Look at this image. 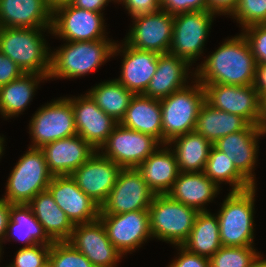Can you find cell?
I'll use <instances>...</instances> for the list:
<instances>
[{"label": "cell", "instance_id": "obj_1", "mask_svg": "<svg viewBox=\"0 0 266 267\" xmlns=\"http://www.w3.org/2000/svg\"><path fill=\"white\" fill-rule=\"evenodd\" d=\"M257 62L249 42L241 33L227 39L191 74L201 84H254Z\"/></svg>", "mask_w": 266, "mask_h": 267}, {"label": "cell", "instance_id": "obj_2", "mask_svg": "<svg viewBox=\"0 0 266 267\" xmlns=\"http://www.w3.org/2000/svg\"><path fill=\"white\" fill-rule=\"evenodd\" d=\"M47 29L52 33L51 27H3L0 52L15 62L24 73H36L48 78L51 69V51L41 33Z\"/></svg>", "mask_w": 266, "mask_h": 267}, {"label": "cell", "instance_id": "obj_3", "mask_svg": "<svg viewBox=\"0 0 266 267\" xmlns=\"http://www.w3.org/2000/svg\"><path fill=\"white\" fill-rule=\"evenodd\" d=\"M51 52L48 79L79 78L99 68L113 56L115 42L104 38L95 41H66Z\"/></svg>", "mask_w": 266, "mask_h": 267}, {"label": "cell", "instance_id": "obj_4", "mask_svg": "<svg viewBox=\"0 0 266 267\" xmlns=\"http://www.w3.org/2000/svg\"><path fill=\"white\" fill-rule=\"evenodd\" d=\"M256 186L229 192L216 214L222 246H254V202Z\"/></svg>", "mask_w": 266, "mask_h": 267}, {"label": "cell", "instance_id": "obj_5", "mask_svg": "<svg viewBox=\"0 0 266 267\" xmlns=\"http://www.w3.org/2000/svg\"><path fill=\"white\" fill-rule=\"evenodd\" d=\"M193 80L196 82L194 85H187L160 100L162 145L194 131L200 108L205 102V90L197 79Z\"/></svg>", "mask_w": 266, "mask_h": 267}, {"label": "cell", "instance_id": "obj_6", "mask_svg": "<svg viewBox=\"0 0 266 267\" xmlns=\"http://www.w3.org/2000/svg\"><path fill=\"white\" fill-rule=\"evenodd\" d=\"M152 238L182 245L189 237L198 211L172 199L168 194L154 196L149 207Z\"/></svg>", "mask_w": 266, "mask_h": 267}, {"label": "cell", "instance_id": "obj_7", "mask_svg": "<svg viewBox=\"0 0 266 267\" xmlns=\"http://www.w3.org/2000/svg\"><path fill=\"white\" fill-rule=\"evenodd\" d=\"M11 171L2 199L10 204H28L37 194L47 190L53 177L40 148L29 147Z\"/></svg>", "mask_w": 266, "mask_h": 267}, {"label": "cell", "instance_id": "obj_8", "mask_svg": "<svg viewBox=\"0 0 266 267\" xmlns=\"http://www.w3.org/2000/svg\"><path fill=\"white\" fill-rule=\"evenodd\" d=\"M32 148L77 135L74 112L68 97L54 100L38 109L29 122Z\"/></svg>", "mask_w": 266, "mask_h": 267}, {"label": "cell", "instance_id": "obj_9", "mask_svg": "<svg viewBox=\"0 0 266 267\" xmlns=\"http://www.w3.org/2000/svg\"><path fill=\"white\" fill-rule=\"evenodd\" d=\"M215 15L208 10L174 15L169 53L187 60L190 64L196 61L203 53Z\"/></svg>", "mask_w": 266, "mask_h": 267}, {"label": "cell", "instance_id": "obj_10", "mask_svg": "<svg viewBox=\"0 0 266 267\" xmlns=\"http://www.w3.org/2000/svg\"><path fill=\"white\" fill-rule=\"evenodd\" d=\"M158 145L162 144L153 136L125 128L118 123L98 151L101 150L103 156L121 168H137L160 148Z\"/></svg>", "mask_w": 266, "mask_h": 267}, {"label": "cell", "instance_id": "obj_11", "mask_svg": "<svg viewBox=\"0 0 266 267\" xmlns=\"http://www.w3.org/2000/svg\"><path fill=\"white\" fill-rule=\"evenodd\" d=\"M154 196L137 168H122L99 215L148 210Z\"/></svg>", "mask_w": 266, "mask_h": 267}, {"label": "cell", "instance_id": "obj_12", "mask_svg": "<svg viewBox=\"0 0 266 267\" xmlns=\"http://www.w3.org/2000/svg\"><path fill=\"white\" fill-rule=\"evenodd\" d=\"M103 12L62 6L52 12L51 31L64 41H95L106 38Z\"/></svg>", "mask_w": 266, "mask_h": 267}, {"label": "cell", "instance_id": "obj_13", "mask_svg": "<svg viewBox=\"0 0 266 267\" xmlns=\"http://www.w3.org/2000/svg\"><path fill=\"white\" fill-rule=\"evenodd\" d=\"M133 27L125 42L136 49L160 54L169 53L174 16L166 11L141 14L133 17Z\"/></svg>", "mask_w": 266, "mask_h": 267}, {"label": "cell", "instance_id": "obj_14", "mask_svg": "<svg viewBox=\"0 0 266 267\" xmlns=\"http://www.w3.org/2000/svg\"><path fill=\"white\" fill-rule=\"evenodd\" d=\"M99 219L103 223L111 243L122 255L135 251L149 238H152L149 210L99 215Z\"/></svg>", "mask_w": 266, "mask_h": 267}, {"label": "cell", "instance_id": "obj_15", "mask_svg": "<svg viewBox=\"0 0 266 267\" xmlns=\"http://www.w3.org/2000/svg\"><path fill=\"white\" fill-rule=\"evenodd\" d=\"M205 101L212 107L237 114L251 125H258L260 97L254 84L235 86L228 84H202Z\"/></svg>", "mask_w": 266, "mask_h": 267}, {"label": "cell", "instance_id": "obj_16", "mask_svg": "<svg viewBox=\"0 0 266 267\" xmlns=\"http://www.w3.org/2000/svg\"><path fill=\"white\" fill-rule=\"evenodd\" d=\"M67 241L95 267H116L123 256L111 243L99 218L89 223L74 225Z\"/></svg>", "mask_w": 266, "mask_h": 267}, {"label": "cell", "instance_id": "obj_17", "mask_svg": "<svg viewBox=\"0 0 266 267\" xmlns=\"http://www.w3.org/2000/svg\"><path fill=\"white\" fill-rule=\"evenodd\" d=\"M121 169L100 151H96L70 176L76 181L78 187L101 207L114 187Z\"/></svg>", "mask_w": 266, "mask_h": 267}, {"label": "cell", "instance_id": "obj_18", "mask_svg": "<svg viewBox=\"0 0 266 267\" xmlns=\"http://www.w3.org/2000/svg\"><path fill=\"white\" fill-rule=\"evenodd\" d=\"M47 190L73 225L99 218L100 206L78 187L70 175L53 176Z\"/></svg>", "mask_w": 266, "mask_h": 267}, {"label": "cell", "instance_id": "obj_19", "mask_svg": "<svg viewBox=\"0 0 266 267\" xmlns=\"http://www.w3.org/2000/svg\"><path fill=\"white\" fill-rule=\"evenodd\" d=\"M68 99L72 104L77 135L98 151L118 122L98 107L87 93Z\"/></svg>", "mask_w": 266, "mask_h": 267}, {"label": "cell", "instance_id": "obj_20", "mask_svg": "<svg viewBox=\"0 0 266 267\" xmlns=\"http://www.w3.org/2000/svg\"><path fill=\"white\" fill-rule=\"evenodd\" d=\"M123 43L122 46L116 43L113 50V55L123 56L121 75L116 80L135 95L144 94L157 69L159 54Z\"/></svg>", "mask_w": 266, "mask_h": 267}, {"label": "cell", "instance_id": "obj_21", "mask_svg": "<svg viewBox=\"0 0 266 267\" xmlns=\"http://www.w3.org/2000/svg\"><path fill=\"white\" fill-rule=\"evenodd\" d=\"M40 149L53 176L71 175L96 152L78 135L53 141Z\"/></svg>", "mask_w": 266, "mask_h": 267}, {"label": "cell", "instance_id": "obj_22", "mask_svg": "<svg viewBox=\"0 0 266 267\" xmlns=\"http://www.w3.org/2000/svg\"><path fill=\"white\" fill-rule=\"evenodd\" d=\"M260 132L258 125L249 124L244 130L220 138L213 145L226 154L235 167L255 186L254 171L258 158Z\"/></svg>", "mask_w": 266, "mask_h": 267}, {"label": "cell", "instance_id": "obj_23", "mask_svg": "<svg viewBox=\"0 0 266 267\" xmlns=\"http://www.w3.org/2000/svg\"><path fill=\"white\" fill-rule=\"evenodd\" d=\"M0 24L12 28L52 27L46 0H0Z\"/></svg>", "mask_w": 266, "mask_h": 267}, {"label": "cell", "instance_id": "obj_24", "mask_svg": "<svg viewBox=\"0 0 266 267\" xmlns=\"http://www.w3.org/2000/svg\"><path fill=\"white\" fill-rule=\"evenodd\" d=\"M190 66L192 65L183 58L170 53L160 54L155 74L143 95L161 100L186 87Z\"/></svg>", "mask_w": 266, "mask_h": 267}, {"label": "cell", "instance_id": "obj_25", "mask_svg": "<svg viewBox=\"0 0 266 267\" xmlns=\"http://www.w3.org/2000/svg\"><path fill=\"white\" fill-rule=\"evenodd\" d=\"M161 146L164 148H157L137 167L143 180L155 195L167 194L180 172L172 146L168 144Z\"/></svg>", "mask_w": 266, "mask_h": 267}, {"label": "cell", "instance_id": "obj_26", "mask_svg": "<svg viewBox=\"0 0 266 267\" xmlns=\"http://www.w3.org/2000/svg\"><path fill=\"white\" fill-rule=\"evenodd\" d=\"M219 189L204 172H179L167 194L177 202L202 212L207 211L204 205L217 197Z\"/></svg>", "mask_w": 266, "mask_h": 267}, {"label": "cell", "instance_id": "obj_27", "mask_svg": "<svg viewBox=\"0 0 266 267\" xmlns=\"http://www.w3.org/2000/svg\"><path fill=\"white\" fill-rule=\"evenodd\" d=\"M162 110L160 100L134 95L120 124L125 128L148 134L162 144Z\"/></svg>", "mask_w": 266, "mask_h": 267}, {"label": "cell", "instance_id": "obj_28", "mask_svg": "<svg viewBox=\"0 0 266 267\" xmlns=\"http://www.w3.org/2000/svg\"><path fill=\"white\" fill-rule=\"evenodd\" d=\"M28 205L52 241H67L70 238L74 225L48 190L37 194Z\"/></svg>", "mask_w": 266, "mask_h": 267}, {"label": "cell", "instance_id": "obj_29", "mask_svg": "<svg viewBox=\"0 0 266 267\" xmlns=\"http://www.w3.org/2000/svg\"><path fill=\"white\" fill-rule=\"evenodd\" d=\"M248 125L241 116L216 109L205 101L197 116L194 132L214 144L226 135L244 130Z\"/></svg>", "mask_w": 266, "mask_h": 267}, {"label": "cell", "instance_id": "obj_30", "mask_svg": "<svg viewBox=\"0 0 266 267\" xmlns=\"http://www.w3.org/2000/svg\"><path fill=\"white\" fill-rule=\"evenodd\" d=\"M43 79L48 80L44 75L24 73L18 79L0 86V114L6 119L22 114Z\"/></svg>", "mask_w": 266, "mask_h": 267}, {"label": "cell", "instance_id": "obj_31", "mask_svg": "<svg viewBox=\"0 0 266 267\" xmlns=\"http://www.w3.org/2000/svg\"><path fill=\"white\" fill-rule=\"evenodd\" d=\"M7 237L24 242L25 246L23 247L37 244L51 245L53 243L28 204H11L5 240H8Z\"/></svg>", "mask_w": 266, "mask_h": 267}, {"label": "cell", "instance_id": "obj_32", "mask_svg": "<svg viewBox=\"0 0 266 267\" xmlns=\"http://www.w3.org/2000/svg\"><path fill=\"white\" fill-rule=\"evenodd\" d=\"M172 145L180 172H203L213 144L202 135L190 132L167 143Z\"/></svg>", "mask_w": 266, "mask_h": 267}, {"label": "cell", "instance_id": "obj_33", "mask_svg": "<svg viewBox=\"0 0 266 267\" xmlns=\"http://www.w3.org/2000/svg\"><path fill=\"white\" fill-rule=\"evenodd\" d=\"M182 246L200 256H213L222 247L217 216L208 210L198 212L189 237Z\"/></svg>", "mask_w": 266, "mask_h": 267}, {"label": "cell", "instance_id": "obj_34", "mask_svg": "<svg viewBox=\"0 0 266 267\" xmlns=\"http://www.w3.org/2000/svg\"><path fill=\"white\" fill-rule=\"evenodd\" d=\"M87 94L98 107L118 123L124 118L126 110L135 95L116 79L96 84Z\"/></svg>", "mask_w": 266, "mask_h": 267}, {"label": "cell", "instance_id": "obj_35", "mask_svg": "<svg viewBox=\"0 0 266 267\" xmlns=\"http://www.w3.org/2000/svg\"><path fill=\"white\" fill-rule=\"evenodd\" d=\"M204 174L218 187L222 182L231 185V192H239L254 185L235 167L234 163L214 145L211 147Z\"/></svg>", "mask_w": 266, "mask_h": 267}, {"label": "cell", "instance_id": "obj_36", "mask_svg": "<svg viewBox=\"0 0 266 267\" xmlns=\"http://www.w3.org/2000/svg\"><path fill=\"white\" fill-rule=\"evenodd\" d=\"M258 255L253 246H222L209 258V267H249Z\"/></svg>", "mask_w": 266, "mask_h": 267}, {"label": "cell", "instance_id": "obj_37", "mask_svg": "<svg viewBox=\"0 0 266 267\" xmlns=\"http://www.w3.org/2000/svg\"><path fill=\"white\" fill-rule=\"evenodd\" d=\"M48 261L53 267H95L68 241H53Z\"/></svg>", "mask_w": 266, "mask_h": 267}, {"label": "cell", "instance_id": "obj_38", "mask_svg": "<svg viewBox=\"0 0 266 267\" xmlns=\"http://www.w3.org/2000/svg\"><path fill=\"white\" fill-rule=\"evenodd\" d=\"M243 27L266 24V0H239L231 15Z\"/></svg>", "mask_w": 266, "mask_h": 267}, {"label": "cell", "instance_id": "obj_39", "mask_svg": "<svg viewBox=\"0 0 266 267\" xmlns=\"http://www.w3.org/2000/svg\"><path fill=\"white\" fill-rule=\"evenodd\" d=\"M51 245L37 244L31 247H21L14 261L6 267H43L49 257Z\"/></svg>", "mask_w": 266, "mask_h": 267}, {"label": "cell", "instance_id": "obj_40", "mask_svg": "<svg viewBox=\"0 0 266 267\" xmlns=\"http://www.w3.org/2000/svg\"><path fill=\"white\" fill-rule=\"evenodd\" d=\"M241 31L250 44L257 64L266 63V24L252 25Z\"/></svg>", "mask_w": 266, "mask_h": 267}, {"label": "cell", "instance_id": "obj_41", "mask_svg": "<svg viewBox=\"0 0 266 267\" xmlns=\"http://www.w3.org/2000/svg\"><path fill=\"white\" fill-rule=\"evenodd\" d=\"M161 10L171 15L192 11H207V0H160Z\"/></svg>", "mask_w": 266, "mask_h": 267}, {"label": "cell", "instance_id": "obj_42", "mask_svg": "<svg viewBox=\"0 0 266 267\" xmlns=\"http://www.w3.org/2000/svg\"><path fill=\"white\" fill-rule=\"evenodd\" d=\"M177 248L179 256L168 267H209V258L189 252L182 245H177Z\"/></svg>", "mask_w": 266, "mask_h": 267}, {"label": "cell", "instance_id": "obj_43", "mask_svg": "<svg viewBox=\"0 0 266 267\" xmlns=\"http://www.w3.org/2000/svg\"><path fill=\"white\" fill-rule=\"evenodd\" d=\"M131 18L141 14L154 13L161 10L160 0H121Z\"/></svg>", "mask_w": 266, "mask_h": 267}, {"label": "cell", "instance_id": "obj_44", "mask_svg": "<svg viewBox=\"0 0 266 267\" xmlns=\"http://www.w3.org/2000/svg\"><path fill=\"white\" fill-rule=\"evenodd\" d=\"M24 74L22 69L0 52V86L6 85Z\"/></svg>", "mask_w": 266, "mask_h": 267}, {"label": "cell", "instance_id": "obj_45", "mask_svg": "<svg viewBox=\"0 0 266 267\" xmlns=\"http://www.w3.org/2000/svg\"><path fill=\"white\" fill-rule=\"evenodd\" d=\"M239 0H207L208 11L216 15H232Z\"/></svg>", "mask_w": 266, "mask_h": 267}, {"label": "cell", "instance_id": "obj_46", "mask_svg": "<svg viewBox=\"0 0 266 267\" xmlns=\"http://www.w3.org/2000/svg\"><path fill=\"white\" fill-rule=\"evenodd\" d=\"M109 2L111 0H73L71 4L80 9L101 13Z\"/></svg>", "mask_w": 266, "mask_h": 267}, {"label": "cell", "instance_id": "obj_47", "mask_svg": "<svg viewBox=\"0 0 266 267\" xmlns=\"http://www.w3.org/2000/svg\"><path fill=\"white\" fill-rule=\"evenodd\" d=\"M11 204L0 198V241L5 242L6 230L10 217Z\"/></svg>", "mask_w": 266, "mask_h": 267}, {"label": "cell", "instance_id": "obj_48", "mask_svg": "<svg viewBox=\"0 0 266 267\" xmlns=\"http://www.w3.org/2000/svg\"><path fill=\"white\" fill-rule=\"evenodd\" d=\"M254 87L259 97L266 94V63L257 64Z\"/></svg>", "mask_w": 266, "mask_h": 267}, {"label": "cell", "instance_id": "obj_49", "mask_svg": "<svg viewBox=\"0 0 266 267\" xmlns=\"http://www.w3.org/2000/svg\"><path fill=\"white\" fill-rule=\"evenodd\" d=\"M46 1L49 9L52 12H54L56 9L62 6L70 5L73 2V0H46Z\"/></svg>", "mask_w": 266, "mask_h": 267}, {"label": "cell", "instance_id": "obj_50", "mask_svg": "<svg viewBox=\"0 0 266 267\" xmlns=\"http://www.w3.org/2000/svg\"><path fill=\"white\" fill-rule=\"evenodd\" d=\"M266 124V94L260 97V117L258 125Z\"/></svg>", "mask_w": 266, "mask_h": 267}, {"label": "cell", "instance_id": "obj_51", "mask_svg": "<svg viewBox=\"0 0 266 267\" xmlns=\"http://www.w3.org/2000/svg\"><path fill=\"white\" fill-rule=\"evenodd\" d=\"M249 267H266V259H263L262 255L259 254Z\"/></svg>", "mask_w": 266, "mask_h": 267}, {"label": "cell", "instance_id": "obj_52", "mask_svg": "<svg viewBox=\"0 0 266 267\" xmlns=\"http://www.w3.org/2000/svg\"><path fill=\"white\" fill-rule=\"evenodd\" d=\"M259 126V132L260 136H264L266 134V124L258 125Z\"/></svg>", "mask_w": 266, "mask_h": 267}, {"label": "cell", "instance_id": "obj_53", "mask_svg": "<svg viewBox=\"0 0 266 267\" xmlns=\"http://www.w3.org/2000/svg\"><path fill=\"white\" fill-rule=\"evenodd\" d=\"M4 137L0 136V158L3 155V150H4Z\"/></svg>", "mask_w": 266, "mask_h": 267}, {"label": "cell", "instance_id": "obj_54", "mask_svg": "<svg viewBox=\"0 0 266 267\" xmlns=\"http://www.w3.org/2000/svg\"><path fill=\"white\" fill-rule=\"evenodd\" d=\"M43 267H53V266L49 261H47V263Z\"/></svg>", "mask_w": 266, "mask_h": 267}, {"label": "cell", "instance_id": "obj_55", "mask_svg": "<svg viewBox=\"0 0 266 267\" xmlns=\"http://www.w3.org/2000/svg\"><path fill=\"white\" fill-rule=\"evenodd\" d=\"M2 243H3V242L0 241V257H1V255H2V253H1V252H2V247H3V246H2Z\"/></svg>", "mask_w": 266, "mask_h": 267}, {"label": "cell", "instance_id": "obj_56", "mask_svg": "<svg viewBox=\"0 0 266 267\" xmlns=\"http://www.w3.org/2000/svg\"><path fill=\"white\" fill-rule=\"evenodd\" d=\"M2 30H3V27L0 24V37H1Z\"/></svg>", "mask_w": 266, "mask_h": 267}, {"label": "cell", "instance_id": "obj_57", "mask_svg": "<svg viewBox=\"0 0 266 267\" xmlns=\"http://www.w3.org/2000/svg\"><path fill=\"white\" fill-rule=\"evenodd\" d=\"M111 1H115V2H117V3H118V2H120L121 0H111Z\"/></svg>", "mask_w": 266, "mask_h": 267}]
</instances>
